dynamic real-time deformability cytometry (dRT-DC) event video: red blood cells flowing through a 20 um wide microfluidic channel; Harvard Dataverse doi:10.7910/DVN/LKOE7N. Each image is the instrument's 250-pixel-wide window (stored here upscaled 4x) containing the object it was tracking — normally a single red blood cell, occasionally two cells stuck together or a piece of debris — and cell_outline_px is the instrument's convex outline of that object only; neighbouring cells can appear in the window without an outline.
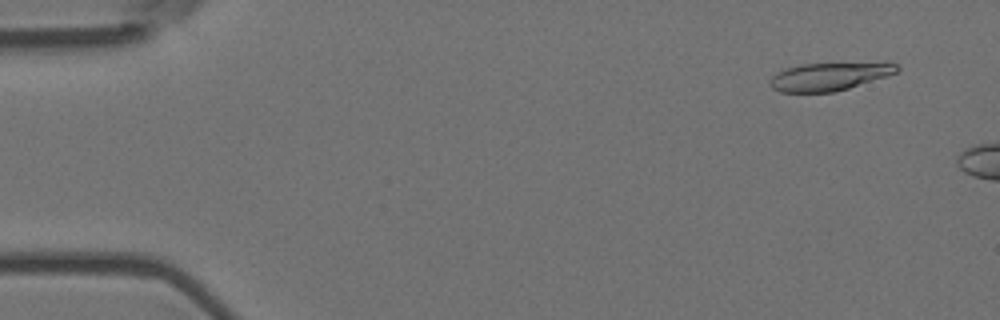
{"species": "Egyptian fruit bat (a non-hibernating species)", "species_latin": "Rousettus aegyptiacus", "temperature_condition": "room temperature", "stored_images_in_passage": 8, "camera_frame_rate_fps": 3000, "um_per_image_px": 0.085, "animal": {"sex": "female"}, "frame": {"image": 1, "passage_image": 4, "time_ms": 1.0, "image_size_px": [1000, 320], "cell_outline_px": [[900, 68], [896, 72], [888, 76], [848, 88], [832, 92], [780, 92], [772, 88], [768, 84], [772, 76], [776, 72], [800, 64], [896, 64]], "centroid_in_image_um": [70.4, 6.53], "position_along_channel_um": 14.6, "area_um2": 20.11}}